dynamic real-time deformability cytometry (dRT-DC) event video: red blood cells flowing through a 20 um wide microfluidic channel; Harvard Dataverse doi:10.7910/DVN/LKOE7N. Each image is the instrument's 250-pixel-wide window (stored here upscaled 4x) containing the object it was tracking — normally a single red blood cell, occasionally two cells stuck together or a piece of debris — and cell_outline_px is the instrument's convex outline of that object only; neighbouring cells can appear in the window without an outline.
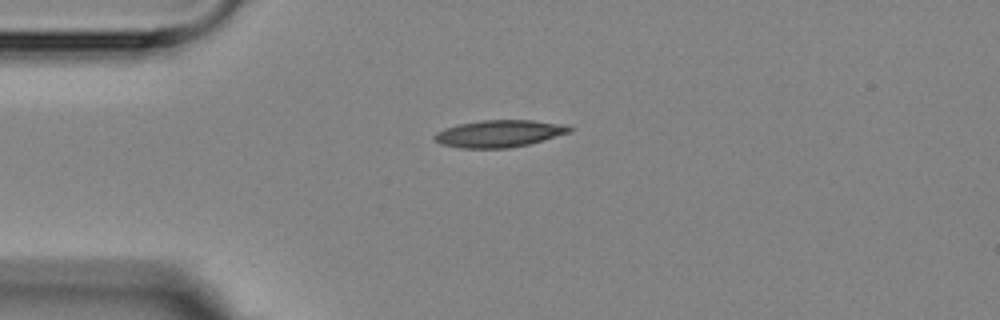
{"species": "Egyptian fruit bat (a non-hibernating species)", "species_latin": "Rousettus aegyptiacus", "temperature_condition": "room temperature", "stored_images_in_passage": 2, "camera_frame_rate_fps": 3000, "um_per_image_px": 0.085, "animal": {"sex": "female"}, "frame": {"image": 1, "passage_image": 1, "time_ms": 0.0, "image_size_px": [1000, 320], "cell_outline_px": [[572, 132], [528, 144], [508, 148], [460, 148], [440, 144], [432, 136], [436, 132], [444, 128], [460, 124], [480, 120], [532, 120], [564, 124], [572, 128]], "centroid_in_image_um": [42.42, 11.35], "position_along_channel_um": 42.6, "area_um2": 21.33}}